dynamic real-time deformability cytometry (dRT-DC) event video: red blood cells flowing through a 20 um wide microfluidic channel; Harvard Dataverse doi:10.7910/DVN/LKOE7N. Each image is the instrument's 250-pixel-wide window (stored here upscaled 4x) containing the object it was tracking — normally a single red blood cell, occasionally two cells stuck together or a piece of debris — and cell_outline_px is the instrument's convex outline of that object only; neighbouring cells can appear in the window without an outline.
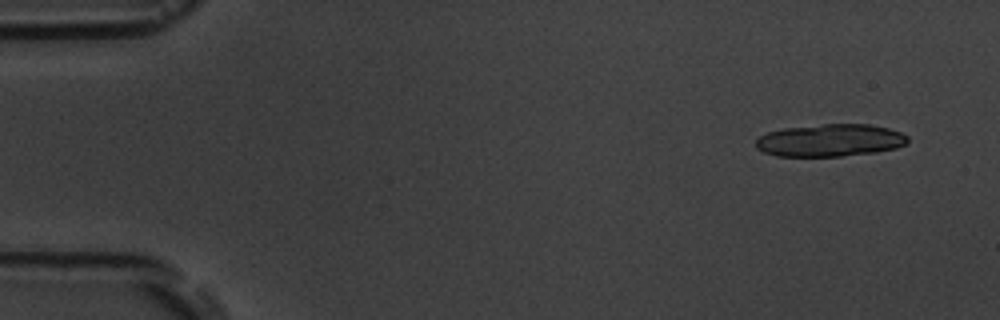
{"species": "common noctule bat (a hibernating species)", "species_latin": "Nyctalus noctula", "temperature_condition": "room temperature", "stored_images_in_passage": 6, "camera_frame_rate_fps": 3000, "um_per_image_px": 0.085, "animal": {"sex": "male", "body_mass_g": 19.5, "forearm_length_mm": 54.6}, "frame": {"image": 1, "passage_image": 1, "time_ms": 0.0, "image_size_px": [1000, 320], "cell_outline_px": [[908, 140], [904, 144], [896, 148], [876, 152], [840, 156], [776, 156], [764, 152], [756, 148], [756, 140], [760, 136], [768, 132], [784, 128], [824, 124], [868, 124], [888, 128], [900, 132], [908, 136]], "centroid_in_image_um": [70.55, 11.93], "position_along_channel_um": 14.5, "area_um2": 28.61}}